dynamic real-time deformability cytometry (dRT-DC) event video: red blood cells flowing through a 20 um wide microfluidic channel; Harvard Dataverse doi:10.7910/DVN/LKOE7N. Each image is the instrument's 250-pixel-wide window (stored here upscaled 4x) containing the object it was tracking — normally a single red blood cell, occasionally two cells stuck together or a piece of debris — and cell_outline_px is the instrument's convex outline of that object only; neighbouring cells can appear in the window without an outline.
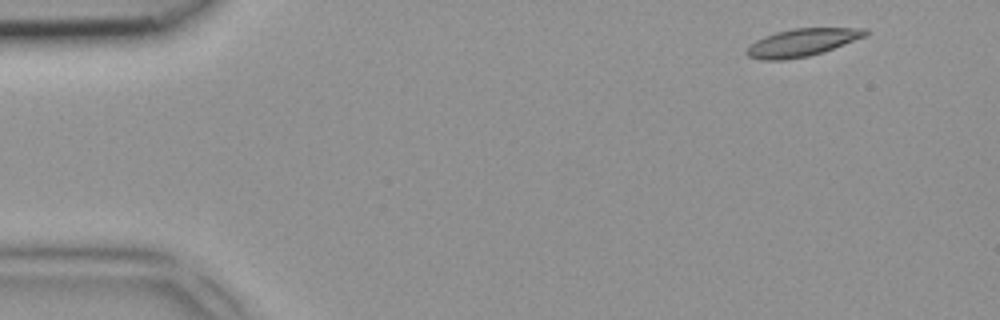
{"species": "common noctule bat (a hibernating species)", "species_latin": "Nyctalus noctula", "temperature_condition": "room temperature", "stored_images_in_passage": 4, "camera_frame_rate_fps": 3000, "um_per_image_px": 0.085, "animal": {"sex": "female", "body_mass_g": 18.4}, "frame": {"image": 1, "passage_image": 1, "time_ms": 0.0, "image_size_px": [1000, 320], "cell_outline_px": [[868, 36], [824, 52], [808, 56], [784, 60], [760, 60], [748, 56], [744, 52], [756, 40], [764, 36], [776, 32], [796, 28], [864, 28], [868, 32]], "centroid_in_image_um": [68.2, 3.62], "position_along_channel_um": 16.8, "area_um2": 19.19}}